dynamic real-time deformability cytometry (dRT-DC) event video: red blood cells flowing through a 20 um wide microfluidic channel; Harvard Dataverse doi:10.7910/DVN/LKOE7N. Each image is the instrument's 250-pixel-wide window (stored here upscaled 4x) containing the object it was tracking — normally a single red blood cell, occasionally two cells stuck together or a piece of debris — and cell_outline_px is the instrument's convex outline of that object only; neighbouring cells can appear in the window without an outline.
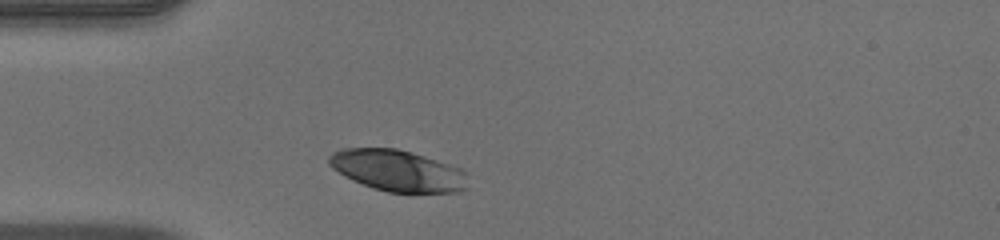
{"species": "human", "species_latin": "Homo sapiens", "temperature_condition": "warm", "stored_images_in_passage": 29, "camera_frame_rate_fps": 3000, "um_per_image_px": 0.085, "donor": {"sex": "male"}, "frame": {"image": 1, "passage_image": 1, "time_ms": 0.0, "image_size_px": [1000, 240], "cell_outline_px": [[468, 188], [460, 192], [388, 192], [372, 188], [352, 180], [344, 176], [332, 168], [328, 164], [328, 156], [332, 152], [340, 148], [396, 148], [412, 152], [460, 168], [464, 172]], "centroid_in_image_um": [33.75, 14.5], "position_along_channel_um": 51.2, "area_um2": 33.47}}
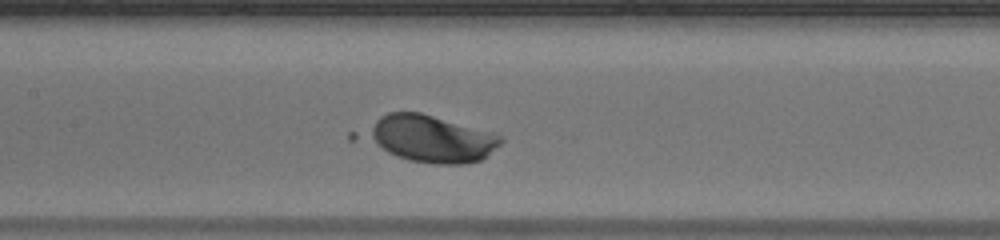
{"frame": {"image": 2, "passage_image": 11, "time_ms": 3.333, "image_size_px": [1000, 240], "cell_outline_px": [[504, 140], [500, 144], [480, 160], [464, 164], [432, 164], [408, 160], [348, 140], [348, 132], [388, 112], [420, 112], [492, 132], [504, 136]], "centroid_in_image_um": [36.2, 11.77], "position_along_channel_um": 171.2, "area_um2": 39.59}}
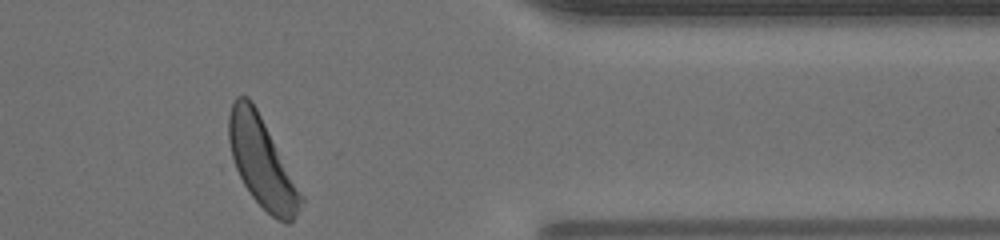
{"frame": {"image": 3, "passage_image": 29, "time_ms": 9.333, "image_size_px": [1000, 240], "cell_outline_px": [[304, 200], [292, 220], [288, 224], [284, 224], [276, 220], [252, 196], [244, 184], [236, 168], [232, 156], [228, 140], [228, 116], [232, 104], [236, 96], [248, 96], [252, 100], [304, 196]], "centroid_in_image_um": [22.25, 13.79], "position_along_channel_um": 389.1, "area_um2": 37.28}, "authors_computed_cell_mechanics": {"area_um2": 35.3736, "velocity_mm_per_s": 3.9609, "shape_relaxation_time_tau1_ms": 5.6189, "shape_relaxation_time_tau2_ms": 3.8851, "deformation_change_tau1": 0.2319, "deformation_change_tau2": 0.1658}}